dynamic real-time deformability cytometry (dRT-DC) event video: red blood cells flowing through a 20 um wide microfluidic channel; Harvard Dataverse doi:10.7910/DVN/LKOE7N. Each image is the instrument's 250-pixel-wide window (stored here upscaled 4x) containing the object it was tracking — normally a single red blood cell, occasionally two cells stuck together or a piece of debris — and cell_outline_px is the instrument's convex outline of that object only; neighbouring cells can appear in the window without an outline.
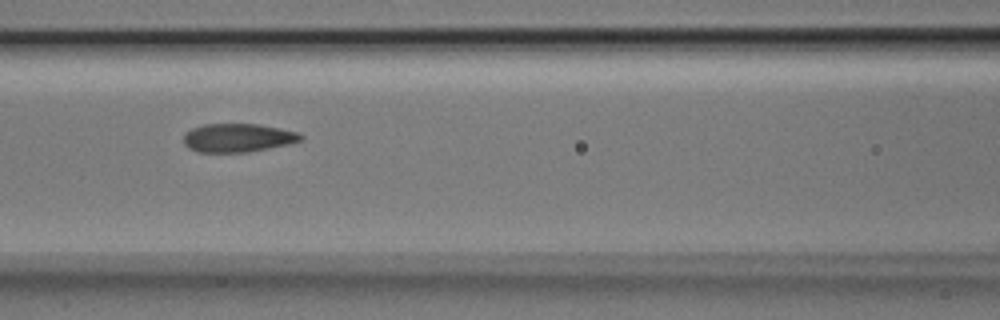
{"species": "Egyptian fruit bat (a non-hibernating species)", "species_latin": "Rousettus aegyptiacus", "temperature_condition": "room temperature", "stored_images_in_passage": 8, "camera_frame_rate_fps": 3000, "um_per_image_px": 0.085, "animal": {"sex": "male"}, "frame": {"image": 1, "passage_image": 6, "time_ms": 1.667, "image_size_px": [1000, 320], "cell_outline_px": [[304, 136], [300, 140], [288, 144], [248, 152], [196, 152], [188, 148], [184, 144], [184, 132], [192, 128], [204, 124], [260, 124], [300, 132]], "centroid_in_image_um": [20.2, 11.71], "position_along_channel_um": 146.4, "area_um2": 19.59}}
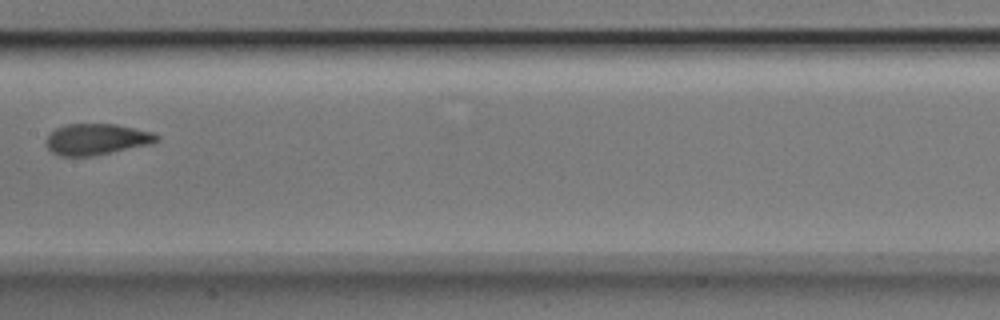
{"frame": {"image": 2, "passage_image": 7, "time_ms": 2.0, "image_size_px": [1000, 320], "cell_outline_px": [[160, 140], [152, 144], [92, 156], [60, 156], [52, 152], [44, 144], [44, 140], [56, 128], [64, 124], [116, 124], [152, 132], [160, 136]], "centroid_in_image_um": [8.2, 11.84], "position_along_channel_um": 199.2, "area_um2": 20.23}}
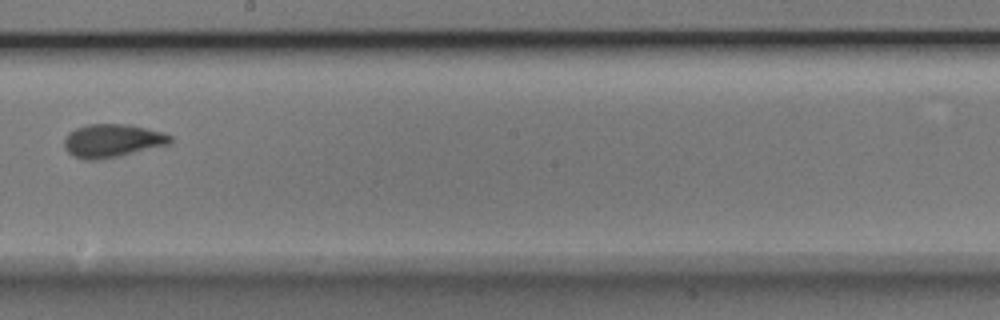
{"frame": {"image": 3, "passage_image": 8, "time_ms": 2.333, "image_size_px": [1000, 320], "cell_outline_px": [[172, 140], [168, 144], [120, 156], [100, 160], [84, 160], [72, 156], [64, 148], [64, 140], [68, 132], [76, 128], [88, 124], [132, 124], [164, 132], [172, 136]], "centroid_in_image_um": [9.53, 11.96], "position_along_channel_um": 238.7, "area_um2": 20.81}}